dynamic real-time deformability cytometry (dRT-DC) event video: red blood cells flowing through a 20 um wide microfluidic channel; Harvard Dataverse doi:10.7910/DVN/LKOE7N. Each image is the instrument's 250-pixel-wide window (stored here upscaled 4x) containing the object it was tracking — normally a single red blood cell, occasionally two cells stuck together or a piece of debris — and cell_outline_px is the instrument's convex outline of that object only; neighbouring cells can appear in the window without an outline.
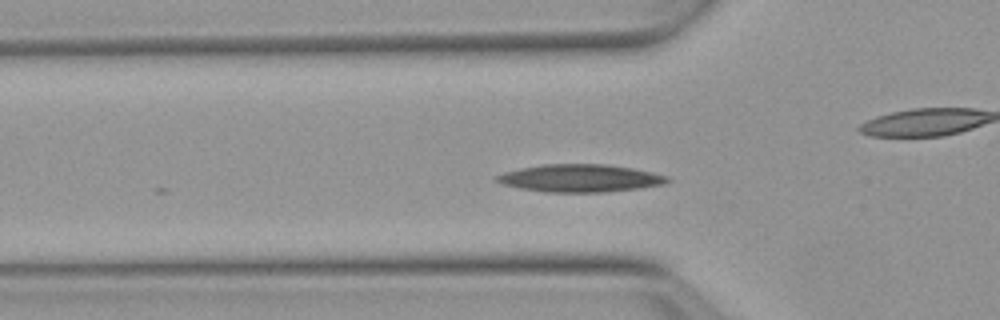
{"species": "Egyptian fruit bat (a non-hibernating species)", "species_latin": "Rousettus aegyptiacus", "temperature_condition": "warm", "stored_images_in_passage": 12, "camera_frame_rate_fps": 3000, "um_per_image_px": 0.085, "animal": {"sex": "female"}, "frame": {"image": 1, "passage_image": 6, "time_ms": 1.667, "image_size_px": [1000, 320], "cell_outline_px": [[672, 180], [664, 184], [640, 188], [604, 192], [544, 192], [520, 188], [504, 184], [492, 180], [492, 176], [504, 172], [520, 168], [544, 164], [608, 164], [632, 168], [652, 172], [668, 176]], "centroid_in_image_um": [49.29, 15.14], "position_along_channel_um": 76.5, "area_um2": 27.69}}
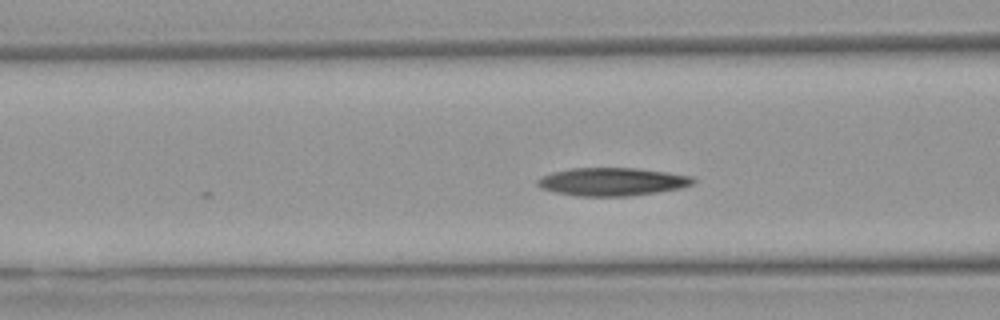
{"frame": {"image": 2, "passage_image": 9, "time_ms": 2.667, "image_size_px": [1000, 320], "cell_outline_px": [[696, 180], [692, 184], [680, 188], [656, 192], [628, 196], [576, 196], [556, 192], [540, 188], [536, 184], [536, 180], [540, 176], [552, 172], [572, 168], [636, 168], [668, 172], [692, 176]], "centroid_in_image_um": [52.0, 15.44], "position_along_channel_um": 114.6, "area_um2": 25.49}}
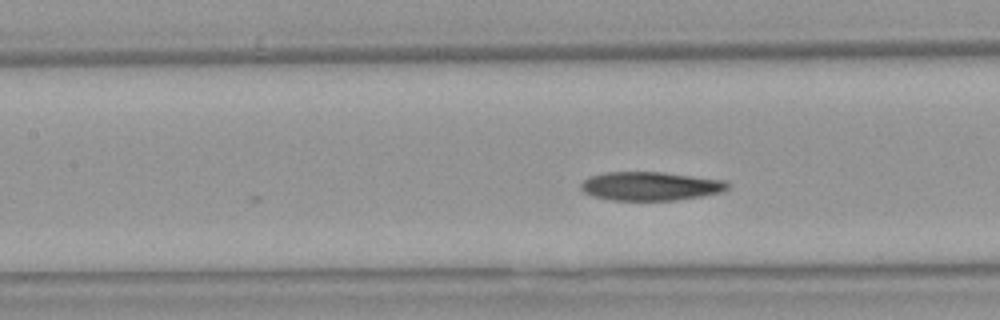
{"frame": {"image": 3, "passage_image": 12, "time_ms": 3.667, "image_size_px": [1000, 320], "cell_outline_px": [[728, 188], [724, 192], [676, 200], [612, 200], [592, 196], [584, 192], [580, 188], [580, 184], [588, 176], [608, 172], [660, 172], [724, 180], [728, 184]], "centroid_in_image_um": [55.25, 15.82], "position_along_channel_um": 152.1, "area_um2": 24.45}}